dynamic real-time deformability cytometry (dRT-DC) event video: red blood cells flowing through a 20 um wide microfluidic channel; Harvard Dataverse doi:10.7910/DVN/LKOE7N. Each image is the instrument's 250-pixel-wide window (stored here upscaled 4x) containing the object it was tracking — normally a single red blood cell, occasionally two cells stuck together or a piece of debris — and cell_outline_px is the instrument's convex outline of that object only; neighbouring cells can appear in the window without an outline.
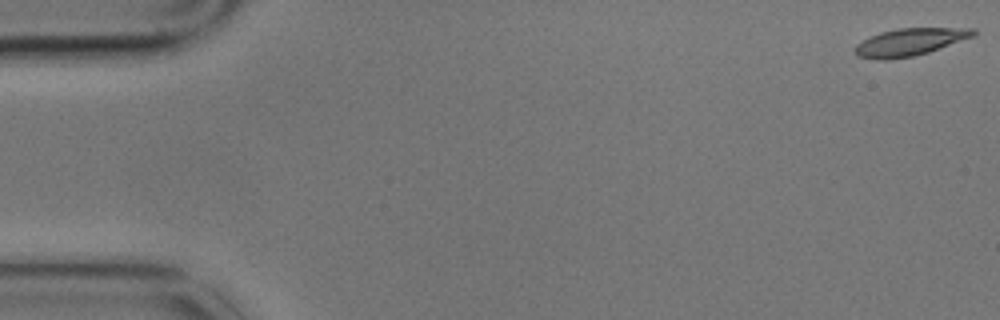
{"species": "common noctule bat (a hibernating species)", "species_latin": "Nyctalus noctula", "temperature_condition": "cold", "stored_images_in_passage": 6, "segment_of_instrument_passage": [1, 2], "camera_frame_rate_fps": 3000, "um_per_image_px": 0.085, "animal": {"sex": "male", "body_mass_g": 17.9}, "frame": {"image": 1, "passage_image": 1, "time_ms": 0.0, "image_size_px": [1000, 320], "cell_outline_px": [[976, 36], [928, 52], [912, 56], [888, 60], [876, 60], [856, 56], [856, 44], [880, 32], [896, 28], [976, 28]], "centroid_in_image_um": [77.36, 3.57], "position_along_channel_um": 7.6, "area_um2": 18.9}}
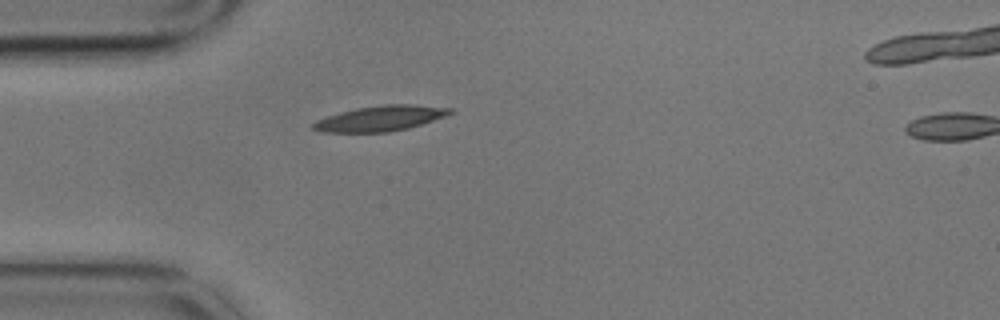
{"frame": {"image": 2, "passage_image": 5, "time_ms": 1.333, "image_size_px": [1000, 320], "cell_outline_px": [[456, 112], [408, 128], [388, 132], [320, 132], [312, 128], [312, 124], [316, 120], [340, 112], [356, 108], [384, 104], [412, 104], [452, 108]], "centroid_in_image_um": [32.33, 10.06], "position_along_channel_um": 52.7, "area_um2": 20.11}}